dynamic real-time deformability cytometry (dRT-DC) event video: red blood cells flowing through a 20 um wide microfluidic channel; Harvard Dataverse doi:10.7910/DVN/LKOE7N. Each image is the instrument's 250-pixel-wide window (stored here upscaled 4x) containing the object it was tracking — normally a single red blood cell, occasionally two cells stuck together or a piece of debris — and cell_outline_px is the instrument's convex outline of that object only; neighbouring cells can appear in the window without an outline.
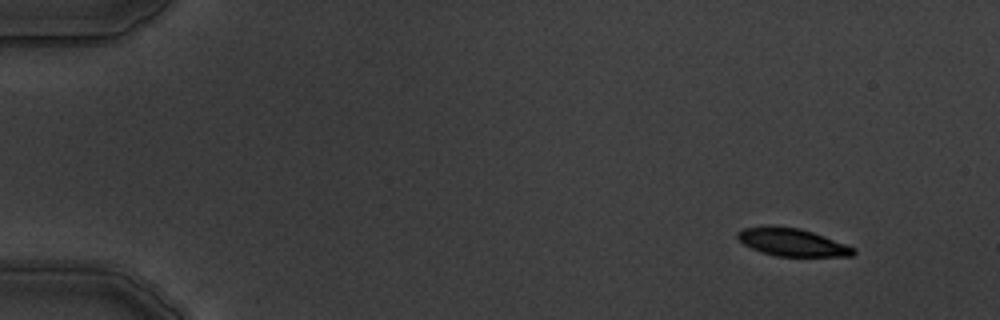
{"species": "common noctule bat (a hibernating species)", "species_latin": "Nyctalus noctula", "temperature_condition": "warm", "stored_images_in_passage": 10, "camera_frame_rate_fps": 3000, "um_per_image_px": 0.085, "animal": {"sex": "male", "body_mass_g": 19.5, "forearm_length_mm": 54.6}, "frame": {"image": 1, "passage_image": 1, "time_ms": 0.0, "image_size_px": [1000, 320], "cell_outline_px": [[856, 252], [852, 256], [776, 256], [760, 252], [744, 244], [736, 236], [736, 232], [744, 228], [768, 224], [800, 228], [824, 236], [856, 248]], "centroid_in_image_um": [67.3, 20.57], "position_along_channel_um": 17.7, "area_um2": 18.9}}
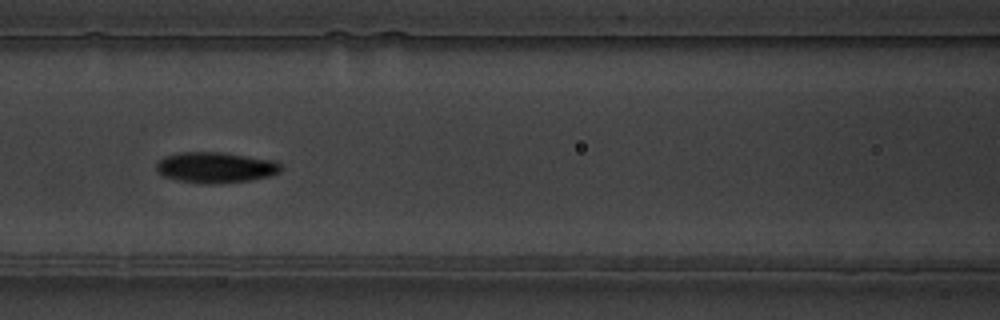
{"frame": {"image": 2, "passage_image": 7, "time_ms": 6.667, "image_size_px": [1000, 320], "cell_outline_px": [[284, 168], [280, 172], [272, 176], [248, 180], [216, 184], [200, 184], [176, 180], [164, 176], [156, 172], [156, 164], [164, 156], [176, 152], [220, 152], [276, 160]], "centroid_in_image_um": [18.32, 14.24], "position_along_channel_um": 148.3, "area_um2": 22.72}}
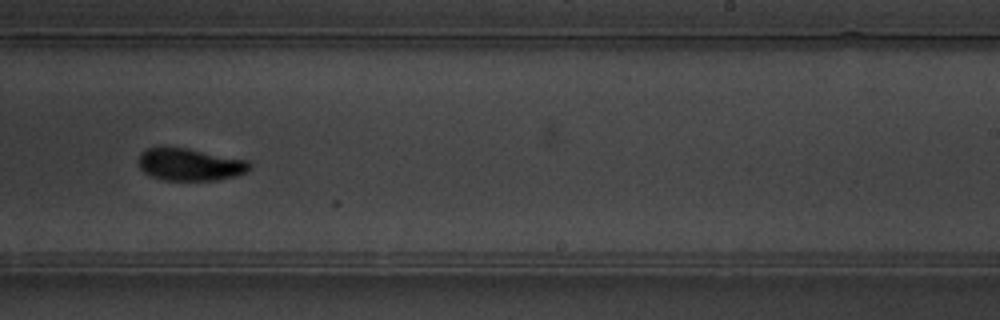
{"frame": {"image": 3, "passage_image": 10, "time_ms": 10.0, "image_size_px": [1000, 320], "cell_outline_px": [[252, 168], [248, 172], [236, 176], [216, 180], [164, 180], [152, 176], [144, 172], [140, 168], [136, 160], [140, 152], [144, 148], [160, 144], [188, 148], [248, 160], [252, 164]], "centroid_in_image_um": [16.09, 13.94], "position_along_channel_um": 272.9, "area_um2": 21.79}}